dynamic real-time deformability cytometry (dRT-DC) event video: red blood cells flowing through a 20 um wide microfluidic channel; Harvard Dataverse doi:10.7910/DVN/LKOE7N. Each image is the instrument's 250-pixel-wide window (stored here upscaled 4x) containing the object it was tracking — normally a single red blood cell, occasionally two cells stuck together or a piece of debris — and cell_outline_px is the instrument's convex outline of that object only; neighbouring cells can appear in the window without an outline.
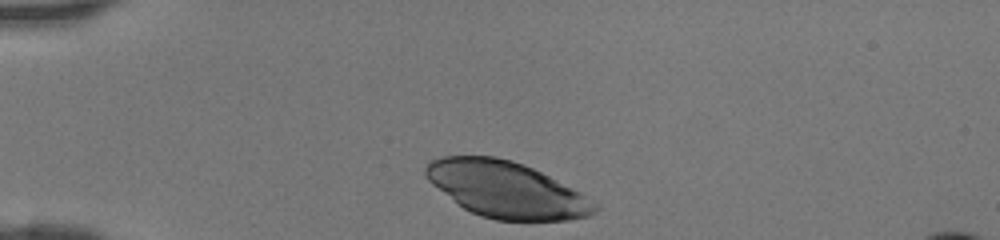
{"species": "human", "species_latin": "Homo sapiens", "temperature_condition": "room temperature", "stored_images_in_passage": 29, "camera_frame_rate_fps": 3000, "um_per_image_px": 0.085, "donor": {"sex": "female"}, "frame": {"image": 1, "passage_image": 1, "time_ms": 0.0, "image_size_px": [1000, 240], "cell_outline_px": [[600, 208], [588, 216], [568, 220], [496, 220], [480, 216], [464, 208], [432, 184], [424, 176], [424, 168], [432, 160], [440, 156], [496, 156], [512, 160], [524, 164], [580, 192], [600, 204]], "centroid_in_image_um": [43.04, 16.11], "position_along_channel_um": 42.0, "area_um2": 55.08}}
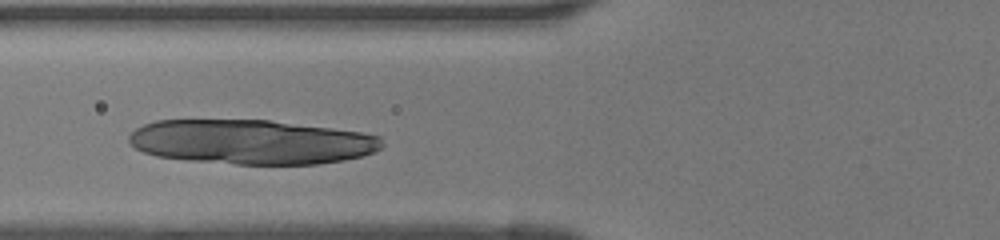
{"frame": {"image": 2, "passage_image": 8, "time_ms": 2.333, "image_size_px": [1000, 240], "cell_outline_px": [[384, 144], [376, 152], [344, 160], [316, 164], [236, 164], [188, 160], [156, 156], [144, 152], [136, 148], [128, 140], [128, 136], [136, 128], [144, 124], [156, 120], [268, 120], [360, 132], [380, 136]], "centroid_in_image_um": [21.36, 12.06], "position_along_channel_um": 104.4, "area_um2": 65.49}}